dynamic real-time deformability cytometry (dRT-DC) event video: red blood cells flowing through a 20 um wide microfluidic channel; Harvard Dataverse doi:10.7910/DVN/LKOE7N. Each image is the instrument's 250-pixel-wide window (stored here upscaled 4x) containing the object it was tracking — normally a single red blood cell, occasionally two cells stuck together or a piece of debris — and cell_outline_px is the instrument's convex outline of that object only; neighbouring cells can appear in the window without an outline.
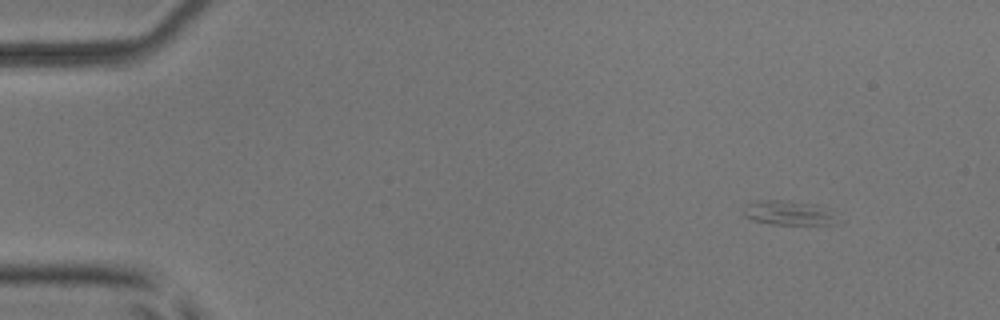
{"species": "common noctule bat (a hibernating species)", "species_latin": "Nyctalus noctula", "temperature_condition": "room temperature", "stored_images_in_passage": 5, "camera_frame_rate_fps": 3000, "um_per_image_px": 0.085, "animal": {"sex": "male", "body_mass_g": 17.9, "forearm_length_mm": 54.2}, "frame": {"image": 1, "passage_image": 1, "time_ms": 0.0, "image_size_px": [1000, 320], "cell_outline_px": [[844, 220], [836, 224], [772, 224], [752, 220], [744, 216], [740, 212], [748, 204], [760, 200], [784, 200], [816, 204], [832, 208]], "centroid_in_image_um": [67.18, 18.1], "position_along_channel_um": 17.8, "area_um2": 13.99}}
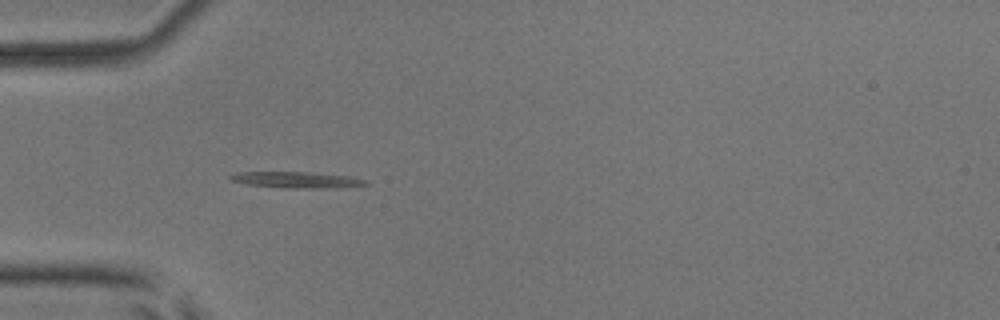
{"frame": {"image": 2, "passage_image": 4, "time_ms": 3.667, "image_size_px": [1000, 320], "cell_outline_px": [[368, 184], [336, 188], [308, 188], [248, 184], [232, 180], [228, 176], [236, 172], [308, 172], [348, 176], [368, 180]], "centroid_in_image_um": [25.28, 15.27], "position_along_channel_um": 59.7, "area_um2": 12.31}}
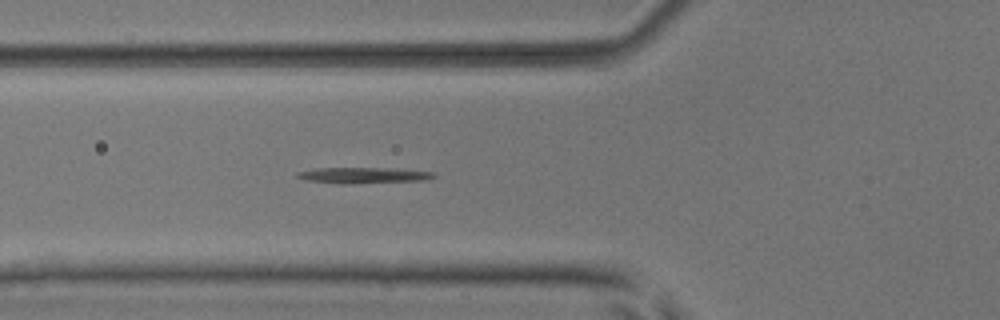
{"frame": {"image": 3, "passage_image": 5, "time_ms": 4.667, "image_size_px": [1000, 320], "cell_outline_px": [[436, 176], [424, 180], [344, 184], [340, 184], [304, 180], [296, 176], [296, 172], [316, 168], [392, 168], [432, 172]], "centroid_in_image_um": [30.81, 14.9], "position_along_channel_um": 95.0, "area_um2": 12.6}}